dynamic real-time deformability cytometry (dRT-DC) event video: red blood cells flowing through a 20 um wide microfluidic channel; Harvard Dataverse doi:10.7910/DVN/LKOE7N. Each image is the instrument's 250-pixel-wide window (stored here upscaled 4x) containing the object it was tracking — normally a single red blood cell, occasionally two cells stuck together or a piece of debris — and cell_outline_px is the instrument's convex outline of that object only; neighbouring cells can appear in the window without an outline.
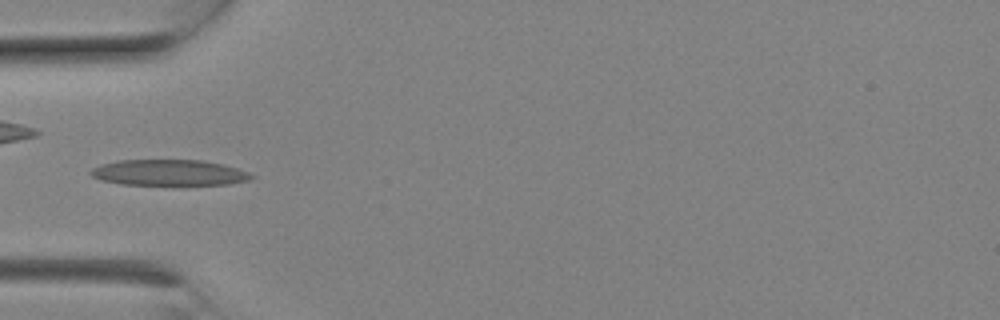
{"species": "Egyptian fruit bat (a non-hibernating species)", "species_latin": "Rousettus aegyptiacus", "temperature_condition": "room temperature", "stored_images_in_passage": 9, "camera_frame_rate_fps": 3000, "um_per_image_px": 0.085, "animal": {"sex": "female"}, "frame": {"image": 1, "passage_image": 7, "time_ms": 2.0, "image_size_px": [1000, 320], "cell_outline_px": [[256, 176], [248, 180], [228, 184], [120, 184], [100, 180], [92, 176], [88, 172], [92, 168], [100, 164], [116, 160], [204, 160], [224, 164], [248, 172]], "centroid_in_image_um": [14.33, 14.66], "position_along_channel_um": 70.7, "area_um2": 24.22}}